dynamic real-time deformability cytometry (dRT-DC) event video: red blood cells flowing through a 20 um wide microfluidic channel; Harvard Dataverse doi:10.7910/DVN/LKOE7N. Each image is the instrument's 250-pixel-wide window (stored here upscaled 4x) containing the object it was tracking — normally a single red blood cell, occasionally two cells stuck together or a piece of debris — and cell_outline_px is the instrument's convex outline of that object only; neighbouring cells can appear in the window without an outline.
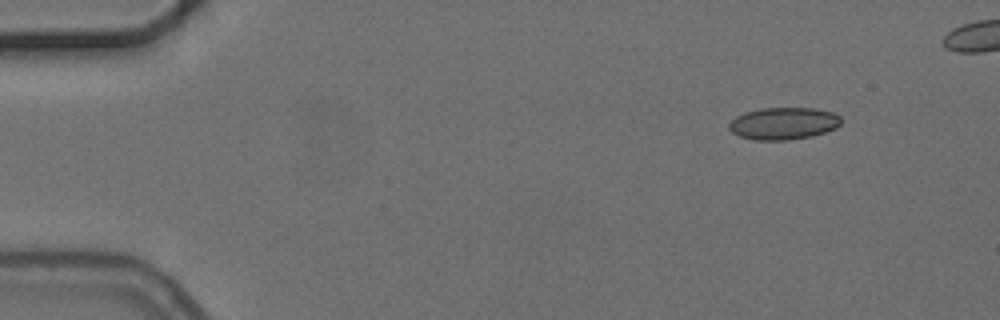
{"species": "common noctule bat (a hibernating species)", "species_latin": "Nyctalus noctula", "temperature_condition": "cold", "stored_images_in_passage": 5, "camera_frame_rate_fps": 3000, "um_per_image_px": 0.085, "animal": {"sex": "female", "body_mass_g": 24.6, "forearm_length_mm": 56.2}, "frame": {"image": 1, "passage_image": 1, "time_ms": 0.0, "image_size_px": [1000, 320], "cell_outline_px": [[840, 124], [836, 128], [812, 136], [788, 140], [752, 140], [740, 136], [732, 132], [728, 128], [728, 124], [736, 116], [744, 112], [760, 108], [812, 108], [832, 112], [840, 116]], "centroid_in_image_um": [66.57, 10.49], "position_along_channel_um": 18.4, "area_um2": 21.04}}